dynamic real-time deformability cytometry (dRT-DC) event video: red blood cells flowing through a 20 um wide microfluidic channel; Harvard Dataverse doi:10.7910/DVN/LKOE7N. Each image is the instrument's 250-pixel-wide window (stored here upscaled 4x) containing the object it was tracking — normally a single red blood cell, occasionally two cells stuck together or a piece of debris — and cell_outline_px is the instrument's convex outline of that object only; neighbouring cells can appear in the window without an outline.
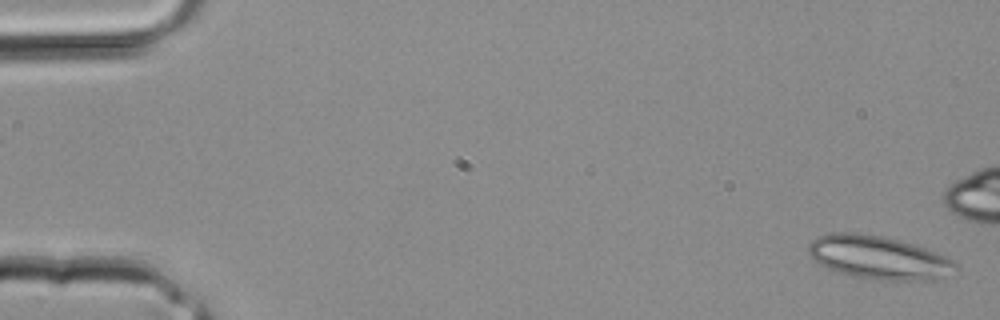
{"species": "common noctule bat (a hibernating species)", "species_latin": "Nyctalus noctula", "temperature_condition": "room temperature", "stored_images_in_passage": 2, "camera_frame_rate_fps": 3000, "um_per_image_px": 0.085, "animal": {"sex": "male", "body_mass_g": 20.4}, "frame": {"image": 1, "passage_image": 2, "time_ms": 0.333, "image_size_px": [1000, 320], "cell_outline_px": [[956, 264], [940, 280], [884, 280], [856, 276], [840, 272], [828, 268], [820, 264], [808, 252], [808, 244], [816, 236], [832, 232], [852, 232], [884, 236], [912, 244], [936, 252], [952, 260]], "centroid_in_image_um": [74.63, 21.87], "position_along_channel_um": 10.4, "area_um2": 36.53}}